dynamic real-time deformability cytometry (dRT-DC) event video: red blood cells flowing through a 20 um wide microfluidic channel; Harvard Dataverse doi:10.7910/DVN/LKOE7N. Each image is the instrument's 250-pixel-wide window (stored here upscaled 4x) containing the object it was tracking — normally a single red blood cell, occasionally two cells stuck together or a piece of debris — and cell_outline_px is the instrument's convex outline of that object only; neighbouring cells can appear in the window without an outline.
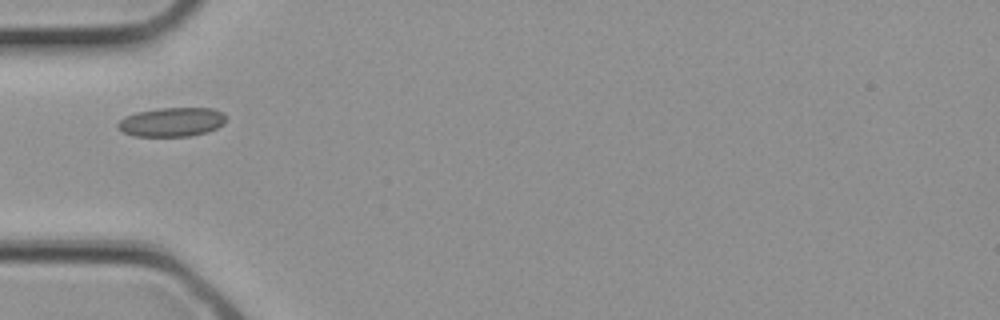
{"species": "common noctule bat (a hibernating species)", "species_latin": "Nyctalus noctula", "temperature_condition": "cold", "stored_images_in_passage": 2, "camera_frame_rate_fps": 3000, "um_per_image_px": 0.085, "animal": {"sex": "female", "body_mass_g": 21.9}, "frame": {"image": 1, "passage_image": 2, "time_ms": 0.333, "image_size_px": [1000, 320], "cell_outline_px": [[224, 124], [208, 132], [188, 136], [136, 136], [124, 132], [116, 128], [116, 124], [124, 116], [136, 112], [156, 108], [212, 108], [224, 112]], "centroid_in_image_um": [14.58, 10.36], "position_along_channel_um": 70.4, "area_um2": 18.44}}